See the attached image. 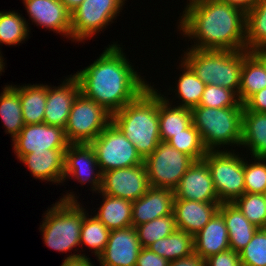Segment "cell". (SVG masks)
I'll return each mask as SVG.
<instances>
[{
  "mask_svg": "<svg viewBox=\"0 0 266 266\" xmlns=\"http://www.w3.org/2000/svg\"><path fill=\"white\" fill-rule=\"evenodd\" d=\"M121 49L114 42L91 65L74 74L79 80L80 92L110 114L121 110L150 86Z\"/></svg>",
  "mask_w": 266,
  "mask_h": 266,
  "instance_id": "1",
  "label": "cell"
},
{
  "mask_svg": "<svg viewBox=\"0 0 266 266\" xmlns=\"http://www.w3.org/2000/svg\"><path fill=\"white\" fill-rule=\"evenodd\" d=\"M179 19L181 34L193 40L189 48L246 50V13L219 0H208L186 10Z\"/></svg>",
  "mask_w": 266,
  "mask_h": 266,
  "instance_id": "2",
  "label": "cell"
},
{
  "mask_svg": "<svg viewBox=\"0 0 266 266\" xmlns=\"http://www.w3.org/2000/svg\"><path fill=\"white\" fill-rule=\"evenodd\" d=\"M157 91L150 85L136 99L112 114V122L131 141L143 159L161 142Z\"/></svg>",
  "mask_w": 266,
  "mask_h": 266,
  "instance_id": "3",
  "label": "cell"
},
{
  "mask_svg": "<svg viewBox=\"0 0 266 266\" xmlns=\"http://www.w3.org/2000/svg\"><path fill=\"white\" fill-rule=\"evenodd\" d=\"M249 52L188 48L181 59L206 85L224 87L238 96L243 60Z\"/></svg>",
  "mask_w": 266,
  "mask_h": 266,
  "instance_id": "4",
  "label": "cell"
},
{
  "mask_svg": "<svg viewBox=\"0 0 266 266\" xmlns=\"http://www.w3.org/2000/svg\"><path fill=\"white\" fill-rule=\"evenodd\" d=\"M77 199L72 192L66 193L42 216L40 230L47 247L67 253L80 245L81 224L87 213Z\"/></svg>",
  "mask_w": 266,
  "mask_h": 266,
  "instance_id": "5",
  "label": "cell"
},
{
  "mask_svg": "<svg viewBox=\"0 0 266 266\" xmlns=\"http://www.w3.org/2000/svg\"><path fill=\"white\" fill-rule=\"evenodd\" d=\"M192 124L200 132L208 151L241 144L243 107L212 108L196 106L191 109ZM217 148V149H216Z\"/></svg>",
  "mask_w": 266,
  "mask_h": 266,
  "instance_id": "6",
  "label": "cell"
},
{
  "mask_svg": "<svg viewBox=\"0 0 266 266\" xmlns=\"http://www.w3.org/2000/svg\"><path fill=\"white\" fill-rule=\"evenodd\" d=\"M210 150L202 159L208 166L214 183L218 200L232 203L245 193L244 157L232 149Z\"/></svg>",
  "mask_w": 266,
  "mask_h": 266,
  "instance_id": "7",
  "label": "cell"
},
{
  "mask_svg": "<svg viewBox=\"0 0 266 266\" xmlns=\"http://www.w3.org/2000/svg\"><path fill=\"white\" fill-rule=\"evenodd\" d=\"M112 121V114L81 92L74 99L65 125L70 144H90Z\"/></svg>",
  "mask_w": 266,
  "mask_h": 266,
  "instance_id": "8",
  "label": "cell"
},
{
  "mask_svg": "<svg viewBox=\"0 0 266 266\" xmlns=\"http://www.w3.org/2000/svg\"><path fill=\"white\" fill-rule=\"evenodd\" d=\"M102 173L144 164V159L123 132L111 121L90 143Z\"/></svg>",
  "mask_w": 266,
  "mask_h": 266,
  "instance_id": "9",
  "label": "cell"
},
{
  "mask_svg": "<svg viewBox=\"0 0 266 266\" xmlns=\"http://www.w3.org/2000/svg\"><path fill=\"white\" fill-rule=\"evenodd\" d=\"M195 160L161 141L157 148L144 159L149 185L175 190L182 176Z\"/></svg>",
  "mask_w": 266,
  "mask_h": 266,
  "instance_id": "10",
  "label": "cell"
},
{
  "mask_svg": "<svg viewBox=\"0 0 266 266\" xmlns=\"http://www.w3.org/2000/svg\"><path fill=\"white\" fill-rule=\"evenodd\" d=\"M126 0H84L71 12V41L92 38L113 22Z\"/></svg>",
  "mask_w": 266,
  "mask_h": 266,
  "instance_id": "11",
  "label": "cell"
},
{
  "mask_svg": "<svg viewBox=\"0 0 266 266\" xmlns=\"http://www.w3.org/2000/svg\"><path fill=\"white\" fill-rule=\"evenodd\" d=\"M149 187L146 167L140 164L104 172L99 193L133 202L142 197Z\"/></svg>",
  "mask_w": 266,
  "mask_h": 266,
  "instance_id": "12",
  "label": "cell"
},
{
  "mask_svg": "<svg viewBox=\"0 0 266 266\" xmlns=\"http://www.w3.org/2000/svg\"><path fill=\"white\" fill-rule=\"evenodd\" d=\"M18 159L33 151L46 149H67L70 144L65 129L43 123L25 125L12 140Z\"/></svg>",
  "mask_w": 266,
  "mask_h": 266,
  "instance_id": "13",
  "label": "cell"
},
{
  "mask_svg": "<svg viewBox=\"0 0 266 266\" xmlns=\"http://www.w3.org/2000/svg\"><path fill=\"white\" fill-rule=\"evenodd\" d=\"M102 175L96 153L90 144L68 145L65 151L64 182L67 178L75 177L74 179L78 180L81 185L91 183V190L99 193L102 186Z\"/></svg>",
  "mask_w": 266,
  "mask_h": 266,
  "instance_id": "14",
  "label": "cell"
},
{
  "mask_svg": "<svg viewBox=\"0 0 266 266\" xmlns=\"http://www.w3.org/2000/svg\"><path fill=\"white\" fill-rule=\"evenodd\" d=\"M140 249L133 226L110 230L107 245L97 261L101 266H135Z\"/></svg>",
  "mask_w": 266,
  "mask_h": 266,
  "instance_id": "15",
  "label": "cell"
},
{
  "mask_svg": "<svg viewBox=\"0 0 266 266\" xmlns=\"http://www.w3.org/2000/svg\"><path fill=\"white\" fill-rule=\"evenodd\" d=\"M176 199L220 202L214 187L210 170L207 164L195 161L182 176L179 185L174 190Z\"/></svg>",
  "mask_w": 266,
  "mask_h": 266,
  "instance_id": "16",
  "label": "cell"
},
{
  "mask_svg": "<svg viewBox=\"0 0 266 266\" xmlns=\"http://www.w3.org/2000/svg\"><path fill=\"white\" fill-rule=\"evenodd\" d=\"M80 93L79 80L70 75L58 87L47 85V99L43 122L65 128L74 99Z\"/></svg>",
  "mask_w": 266,
  "mask_h": 266,
  "instance_id": "17",
  "label": "cell"
},
{
  "mask_svg": "<svg viewBox=\"0 0 266 266\" xmlns=\"http://www.w3.org/2000/svg\"><path fill=\"white\" fill-rule=\"evenodd\" d=\"M31 21L71 39V13L60 0H23Z\"/></svg>",
  "mask_w": 266,
  "mask_h": 266,
  "instance_id": "18",
  "label": "cell"
},
{
  "mask_svg": "<svg viewBox=\"0 0 266 266\" xmlns=\"http://www.w3.org/2000/svg\"><path fill=\"white\" fill-rule=\"evenodd\" d=\"M173 190L150 186L147 192L132 202V226L135 228L153 219L173 214Z\"/></svg>",
  "mask_w": 266,
  "mask_h": 266,
  "instance_id": "19",
  "label": "cell"
},
{
  "mask_svg": "<svg viewBox=\"0 0 266 266\" xmlns=\"http://www.w3.org/2000/svg\"><path fill=\"white\" fill-rule=\"evenodd\" d=\"M221 202L174 199L173 214L178 230L197 234L218 211Z\"/></svg>",
  "mask_w": 266,
  "mask_h": 266,
  "instance_id": "20",
  "label": "cell"
},
{
  "mask_svg": "<svg viewBox=\"0 0 266 266\" xmlns=\"http://www.w3.org/2000/svg\"><path fill=\"white\" fill-rule=\"evenodd\" d=\"M66 149L33 151L22 156L24 163L35 179L53 183H64V161Z\"/></svg>",
  "mask_w": 266,
  "mask_h": 266,
  "instance_id": "21",
  "label": "cell"
},
{
  "mask_svg": "<svg viewBox=\"0 0 266 266\" xmlns=\"http://www.w3.org/2000/svg\"><path fill=\"white\" fill-rule=\"evenodd\" d=\"M230 249L223 216L217 211L210 221L194 235V252L202 259Z\"/></svg>",
  "mask_w": 266,
  "mask_h": 266,
  "instance_id": "22",
  "label": "cell"
},
{
  "mask_svg": "<svg viewBox=\"0 0 266 266\" xmlns=\"http://www.w3.org/2000/svg\"><path fill=\"white\" fill-rule=\"evenodd\" d=\"M218 212L225 221L230 249L239 253L259 228L249 222L233 203H221Z\"/></svg>",
  "mask_w": 266,
  "mask_h": 266,
  "instance_id": "23",
  "label": "cell"
},
{
  "mask_svg": "<svg viewBox=\"0 0 266 266\" xmlns=\"http://www.w3.org/2000/svg\"><path fill=\"white\" fill-rule=\"evenodd\" d=\"M241 145L250 150L251 158H266V113L243 110Z\"/></svg>",
  "mask_w": 266,
  "mask_h": 266,
  "instance_id": "24",
  "label": "cell"
},
{
  "mask_svg": "<svg viewBox=\"0 0 266 266\" xmlns=\"http://www.w3.org/2000/svg\"><path fill=\"white\" fill-rule=\"evenodd\" d=\"M169 100L159 93V133L163 142L181 133L192 123L191 109L172 105Z\"/></svg>",
  "mask_w": 266,
  "mask_h": 266,
  "instance_id": "25",
  "label": "cell"
},
{
  "mask_svg": "<svg viewBox=\"0 0 266 266\" xmlns=\"http://www.w3.org/2000/svg\"><path fill=\"white\" fill-rule=\"evenodd\" d=\"M266 88V62L250 51L243 60L238 99L244 103L250 96Z\"/></svg>",
  "mask_w": 266,
  "mask_h": 266,
  "instance_id": "26",
  "label": "cell"
},
{
  "mask_svg": "<svg viewBox=\"0 0 266 266\" xmlns=\"http://www.w3.org/2000/svg\"><path fill=\"white\" fill-rule=\"evenodd\" d=\"M95 216L109 229H123L132 226V202L106 194Z\"/></svg>",
  "mask_w": 266,
  "mask_h": 266,
  "instance_id": "27",
  "label": "cell"
},
{
  "mask_svg": "<svg viewBox=\"0 0 266 266\" xmlns=\"http://www.w3.org/2000/svg\"><path fill=\"white\" fill-rule=\"evenodd\" d=\"M0 93V117L4 123L5 131L10 134L12 140L25 126L22 116L20 101V85H6Z\"/></svg>",
  "mask_w": 266,
  "mask_h": 266,
  "instance_id": "28",
  "label": "cell"
},
{
  "mask_svg": "<svg viewBox=\"0 0 266 266\" xmlns=\"http://www.w3.org/2000/svg\"><path fill=\"white\" fill-rule=\"evenodd\" d=\"M47 99V85L20 86V101L25 125L43 123Z\"/></svg>",
  "mask_w": 266,
  "mask_h": 266,
  "instance_id": "29",
  "label": "cell"
},
{
  "mask_svg": "<svg viewBox=\"0 0 266 266\" xmlns=\"http://www.w3.org/2000/svg\"><path fill=\"white\" fill-rule=\"evenodd\" d=\"M147 248L171 262L194 252V236L176 229L169 236L153 242Z\"/></svg>",
  "mask_w": 266,
  "mask_h": 266,
  "instance_id": "30",
  "label": "cell"
},
{
  "mask_svg": "<svg viewBox=\"0 0 266 266\" xmlns=\"http://www.w3.org/2000/svg\"><path fill=\"white\" fill-rule=\"evenodd\" d=\"M246 50L257 51L266 44V0H256L246 12Z\"/></svg>",
  "mask_w": 266,
  "mask_h": 266,
  "instance_id": "31",
  "label": "cell"
},
{
  "mask_svg": "<svg viewBox=\"0 0 266 266\" xmlns=\"http://www.w3.org/2000/svg\"><path fill=\"white\" fill-rule=\"evenodd\" d=\"M182 74L176 83L175 96L182 102L178 107L192 109L199 105L206 84L196 76L192 69L181 60Z\"/></svg>",
  "mask_w": 266,
  "mask_h": 266,
  "instance_id": "32",
  "label": "cell"
},
{
  "mask_svg": "<svg viewBox=\"0 0 266 266\" xmlns=\"http://www.w3.org/2000/svg\"><path fill=\"white\" fill-rule=\"evenodd\" d=\"M22 16L16 11H0V45L16 46L23 43L29 36L30 23L26 22ZM0 51V58H2Z\"/></svg>",
  "mask_w": 266,
  "mask_h": 266,
  "instance_id": "33",
  "label": "cell"
},
{
  "mask_svg": "<svg viewBox=\"0 0 266 266\" xmlns=\"http://www.w3.org/2000/svg\"><path fill=\"white\" fill-rule=\"evenodd\" d=\"M90 217V218H89ZM110 230L94 215H85L81 224L80 245L90 248L98 258L104 251Z\"/></svg>",
  "mask_w": 266,
  "mask_h": 266,
  "instance_id": "34",
  "label": "cell"
},
{
  "mask_svg": "<svg viewBox=\"0 0 266 266\" xmlns=\"http://www.w3.org/2000/svg\"><path fill=\"white\" fill-rule=\"evenodd\" d=\"M167 142L173 148L192 157L195 161H201L208 152L200 132L192 123L181 133L173 135Z\"/></svg>",
  "mask_w": 266,
  "mask_h": 266,
  "instance_id": "35",
  "label": "cell"
},
{
  "mask_svg": "<svg viewBox=\"0 0 266 266\" xmlns=\"http://www.w3.org/2000/svg\"><path fill=\"white\" fill-rule=\"evenodd\" d=\"M177 229L174 214L153 219L135 227L141 247L165 238Z\"/></svg>",
  "mask_w": 266,
  "mask_h": 266,
  "instance_id": "36",
  "label": "cell"
},
{
  "mask_svg": "<svg viewBox=\"0 0 266 266\" xmlns=\"http://www.w3.org/2000/svg\"><path fill=\"white\" fill-rule=\"evenodd\" d=\"M258 228H266V203L263 194L244 193L232 202Z\"/></svg>",
  "mask_w": 266,
  "mask_h": 266,
  "instance_id": "37",
  "label": "cell"
},
{
  "mask_svg": "<svg viewBox=\"0 0 266 266\" xmlns=\"http://www.w3.org/2000/svg\"><path fill=\"white\" fill-rule=\"evenodd\" d=\"M254 162L244 161V183L246 193L263 194L266 191V158L253 157Z\"/></svg>",
  "mask_w": 266,
  "mask_h": 266,
  "instance_id": "38",
  "label": "cell"
},
{
  "mask_svg": "<svg viewBox=\"0 0 266 266\" xmlns=\"http://www.w3.org/2000/svg\"><path fill=\"white\" fill-rule=\"evenodd\" d=\"M242 266H266V228H259L239 252Z\"/></svg>",
  "mask_w": 266,
  "mask_h": 266,
  "instance_id": "39",
  "label": "cell"
},
{
  "mask_svg": "<svg viewBox=\"0 0 266 266\" xmlns=\"http://www.w3.org/2000/svg\"><path fill=\"white\" fill-rule=\"evenodd\" d=\"M198 106L225 108V107H243L238 96L229 89L221 86L206 85L201 101Z\"/></svg>",
  "mask_w": 266,
  "mask_h": 266,
  "instance_id": "40",
  "label": "cell"
},
{
  "mask_svg": "<svg viewBox=\"0 0 266 266\" xmlns=\"http://www.w3.org/2000/svg\"><path fill=\"white\" fill-rule=\"evenodd\" d=\"M205 266H242L239 253L228 249L205 259Z\"/></svg>",
  "mask_w": 266,
  "mask_h": 266,
  "instance_id": "41",
  "label": "cell"
},
{
  "mask_svg": "<svg viewBox=\"0 0 266 266\" xmlns=\"http://www.w3.org/2000/svg\"><path fill=\"white\" fill-rule=\"evenodd\" d=\"M169 261L147 247H141L135 266H169Z\"/></svg>",
  "mask_w": 266,
  "mask_h": 266,
  "instance_id": "42",
  "label": "cell"
},
{
  "mask_svg": "<svg viewBox=\"0 0 266 266\" xmlns=\"http://www.w3.org/2000/svg\"><path fill=\"white\" fill-rule=\"evenodd\" d=\"M243 110L266 113V88L250 96L243 103Z\"/></svg>",
  "mask_w": 266,
  "mask_h": 266,
  "instance_id": "43",
  "label": "cell"
},
{
  "mask_svg": "<svg viewBox=\"0 0 266 266\" xmlns=\"http://www.w3.org/2000/svg\"><path fill=\"white\" fill-rule=\"evenodd\" d=\"M169 266H205V260L193 252L189 256L171 261Z\"/></svg>",
  "mask_w": 266,
  "mask_h": 266,
  "instance_id": "44",
  "label": "cell"
},
{
  "mask_svg": "<svg viewBox=\"0 0 266 266\" xmlns=\"http://www.w3.org/2000/svg\"><path fill=\"white\" fill-rule=\"evenodd\" d=\"M61 266H94L90 258L84 254H71L64 258Z\"/></svg>",
  "mask_w": 266,
  "mask_h": 266,
  "instance_id": "45",
  "label": "cell"
},
{
  "mask_svg": "<svg viewBox=\"0 0 266 266\" xmlns=\"http://www.w3.org/2000/svg\"><path fill=\"white\" fill-rule=\"evenodd\" d=\"M223 3H228L229 5L236 6L237 8L242 9L245 13L248 12L256 0H219Z\"/></svg>",
  "mask_w": 266,
  "mask_h": 266,
  "instance_id": "46",
  "label": "cell"
},
{
  "mask_svg": "<svg viewBox=\"0 0 266 266\" xmlns=\"http://www.w3.org/2000/svg\"><path fill=\"white\" fill-rule=\"evenodd\" d=\"M71 13L74 11L84 0H60Z\"/></svg>",
  "mask_w": 266,
  "mask_h": 266,
  "instance_id": "47",
  "label": "cell"
},
{
  "mask_svg": "<svg viewBox=\"0 0 266 266\" xmlns=\"http://www.w3.org/2000/svg\"><path fill=\"white\" fill-rule=\"evenodd\" d=\"M208 0H189V3H187L186 7L184 8V11L183 13L188 10L189 8L193 7V6H196L198 4H201V3H205L207 2Z\"/></svg>",
  "mask_w": 266,
  "mask_h": 266,
  "instance_id": "48",
  "label": "cell"
},
{
  "mask_svg": "<svg viewBox=\"0 0 266 266\" xmlns=\"http://www.w3.org/2000/svg\"><path fill=\"white\" fill-rule=\"evenodd\" d=\"M258 55H266V44L260 49L255 51Z\"/></svg>",
  "mask_w": 266,
  "mask_h": 266,
  "instance_id": "49",
  "label": "cell"
},
{
  "mask_svg": "<svg viewBox=\"0 0 266 266\" xmlns=\"http://www.w3.org/2000/svg\"><path fill=\"white\" fill-rule=\"evenodd\" d=\"M4 67H5V63L4 61L0 58V74H2L1 72H4Z\"/></svg>",
  "mask_w": 266,
  "mask_h": 266,
  "instance_id": "50",
  "label": "cell"
},
{
  "mask_svg": "<svg viewBox=\"0 0 266 266\" xmlns=\"http://www.w3.org/2000/svg\"><path fill=\"white\" fill-rule=\"evenodd\" d=\"M266 62V55H259Z\"/></svg>",
  "mask_w": 266,
  "mask_h": 266,
  "instance_id": "51",
  "label": "cell"
},
{
  "mask_svg": "<svg viewBox=\"0 0 266 266\" xmlns=\"http://www.w3.org/2000/svg\"><path fill=\"white\" fill-rule=\"evenodd\" d=\"M263 197H264V200H265V203H266V191L263 193Z\"/></svg>",
  "mask_w": 266,
  "mask_h": 266,
  "instance_id": "52",
  "label": "cell"
}]
</instances>
